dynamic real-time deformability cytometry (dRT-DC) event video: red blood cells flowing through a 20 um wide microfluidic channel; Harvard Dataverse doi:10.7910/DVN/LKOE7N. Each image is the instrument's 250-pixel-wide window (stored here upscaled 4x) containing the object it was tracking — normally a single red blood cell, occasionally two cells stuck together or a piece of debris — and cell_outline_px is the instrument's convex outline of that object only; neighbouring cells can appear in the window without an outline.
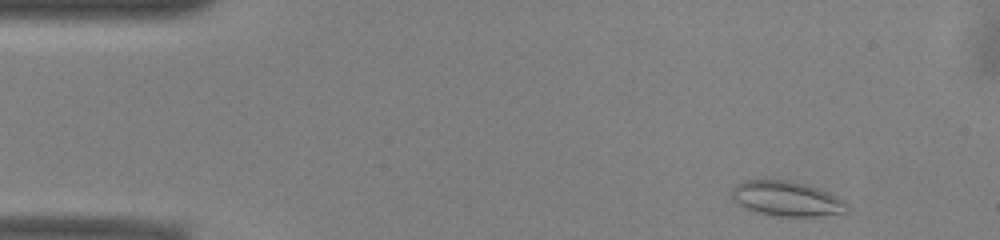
{"species": "common noctule bat (a hibernating species)", "species_latin": "Nyctalus noctula", "temperature_condition": "warm", "stored_images_in_passage": 49, "camera_frame_rate_fps": 3000, "um_per_image_px": 0.085, "animal": {"sex": "male", "body_mass_g": 13.0, "forearm_length_mm": 53.1}, "frame": {"image": 1, "passage_image": 3, "time_ms": 0.667, "image_size_px": [1000, 240], "cell_outline_px": [[848, 212], [816, 216], [776, 216], [744, 208], [732, 196], [732, 188], [736, 184], [744, 180], [784, 180], [808, 184], [828, 192], [844, 200], [848, 204]], "centroid_in_image_um": [66.9, 16.88], "position_along_channel_um": 18.1, "area_um2": 23.29}}
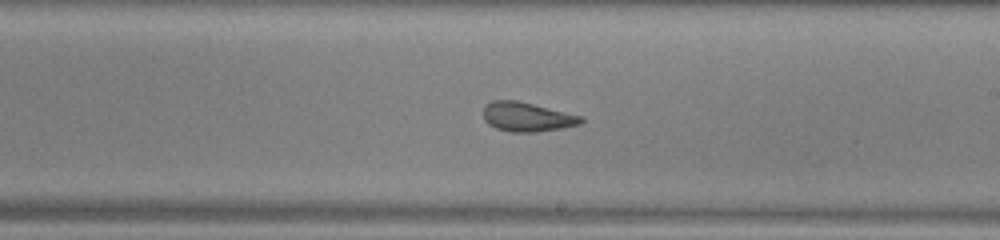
{"frame": {"image": 2, "passage_image": 27, "time_ms": 8.667, "image_size_px": [1000, 240], "cell_outline_px": [[584, 120], [580, 124], [560, 128], [536, 132], [512, 132], [496, 128], [488, 124], [484, 120], [484, 104], [492, 100], [516, 100], [584, 116]], "centroid_in_image_um": [44.79, 9.93], "position_along_channel_um": 244.2, "area_um2": 16.7}}
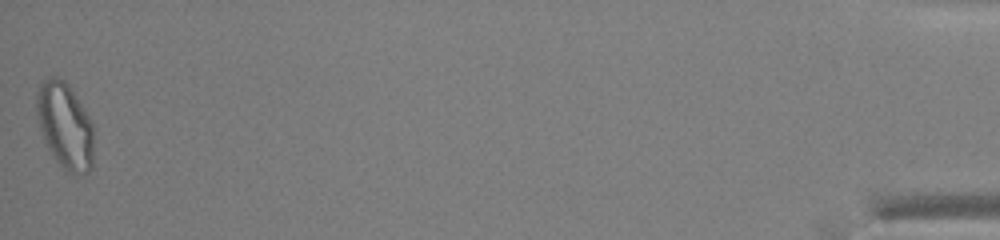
{"frame": {"image": 3, "passage_image": 49, "time_ms": 16.0, "image_size_px": [1000, 240], "cell_outline_px": [[92, 168], [84, 176], [76, 176], [68, 172], [56, 160], [48, 148], [40, 128], [36, 116], [36, 92], [40, 84], [44, 80], [52, 76], [56, 76], [64, 80], [68, 84], [76, 96], [88, 116], [92, 124]], "centroid_in_image_um": [5.51, 10.7], "position_along_channel_um": 429.7, "area_um2": 28.61}, "authors_computed_cell_mechanics": {"area_um2": 20.2878, "velocity_mm_per_s": 3.9411, "shape_relaxation_time_tau1_ms": null, "shape_relaxation_time_tau2_ms": 1.6018, "deformation_change_tau1": null, "deformation_change_tau2": 0.0858}}